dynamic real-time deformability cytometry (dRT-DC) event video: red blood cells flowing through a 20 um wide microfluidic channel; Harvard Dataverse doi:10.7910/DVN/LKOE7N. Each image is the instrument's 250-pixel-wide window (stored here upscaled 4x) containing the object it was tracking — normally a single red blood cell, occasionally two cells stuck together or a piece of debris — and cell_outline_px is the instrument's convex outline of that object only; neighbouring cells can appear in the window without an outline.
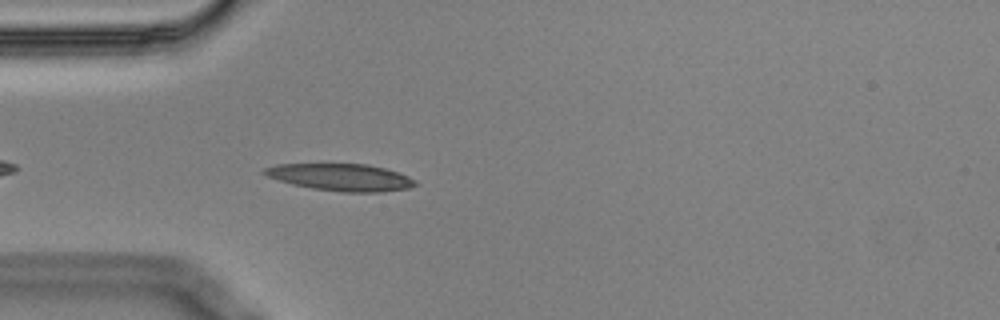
{"species": "Egyptian fruit bat (a non-hibernating species)", "species_latin": "Rousettus aegyptiacus", "temperature_condition": "cold", "stored_images_in_passage": 9, "camera_frame_rate_fps": 3000, "um_per_image_px": 0.085, "animal": {"sex": "male"}, "frame": {"image": 1, "passage_image": 4, "time_ms": 1.0, "image_size_px": [1000, 320], "cell_outline_px": [[420, 184], [408, 188], [380, 192], [340, 192], [312, 188], [292, 184], [268, 176], [260, 172], [264, 168], [276, 164], [368, 164], [384, 168], [408, 176], [416, 180]], "centroid_in_image_um": [28.98, 15.07], "position_along_channel_um": 56.0, "area_um2": 23.76}}
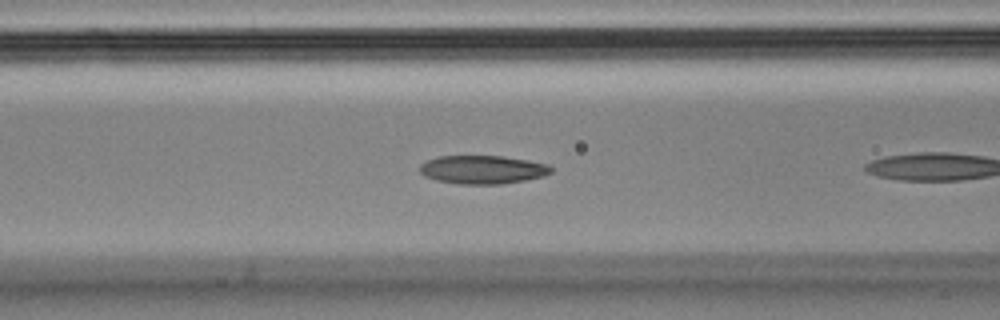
{"frame": {"image": 2, "passage_image": 7, "time_ms": 2.0, "image_size_px": [1000, 320], "cell_outline_px": [[552, 172], [544, 176], [524, 180], [500, 184], [460, 184], [436, 180], [424, 176], [420, 172], [420, 164], [436, 156], [504, 156], [528, 160], [548, 164], [552, 168]], "centroid_in_image_um": [41.02, 14.41], "position_along_channel_um": 125.6, "area_um2": 21.79}}